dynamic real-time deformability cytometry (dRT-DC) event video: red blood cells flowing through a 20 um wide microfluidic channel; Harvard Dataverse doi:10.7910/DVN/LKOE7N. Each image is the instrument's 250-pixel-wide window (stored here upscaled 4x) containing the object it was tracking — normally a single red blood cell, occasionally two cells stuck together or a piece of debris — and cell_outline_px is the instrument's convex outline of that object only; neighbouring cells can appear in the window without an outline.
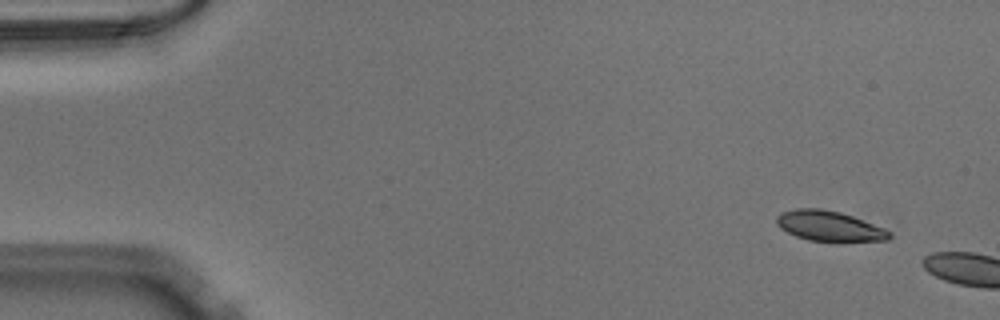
{"species": "Egyptian fruit bat (a non-hibernating species)", "species_latin": "Rousettus aegyptiacus", "temperature_condition": "warm", "stored_images_in_passage": 9, "camera_frame_rate_fps": 3000, "um_per_image_px": 0.085, "animal": {"sex": "male"}, "frame": {"image": 1, "passage_image": 1, "time_ms": 0.0, "image_size_px": [1000, 320], "cell_outline_px": [[892, 236], [888, 240], [844, 244], [808, 240], [796, 236], [780, 228], [776, 224], [776, 216], [780, 212], [796, 208], [820, 208], [840, 212], [852, 216], [884, 228], [892, 232]], "centroid_in_image_um": [70.53, 19.26], "position_along_channel_um": 14.5, "area_um2": 20.69}}